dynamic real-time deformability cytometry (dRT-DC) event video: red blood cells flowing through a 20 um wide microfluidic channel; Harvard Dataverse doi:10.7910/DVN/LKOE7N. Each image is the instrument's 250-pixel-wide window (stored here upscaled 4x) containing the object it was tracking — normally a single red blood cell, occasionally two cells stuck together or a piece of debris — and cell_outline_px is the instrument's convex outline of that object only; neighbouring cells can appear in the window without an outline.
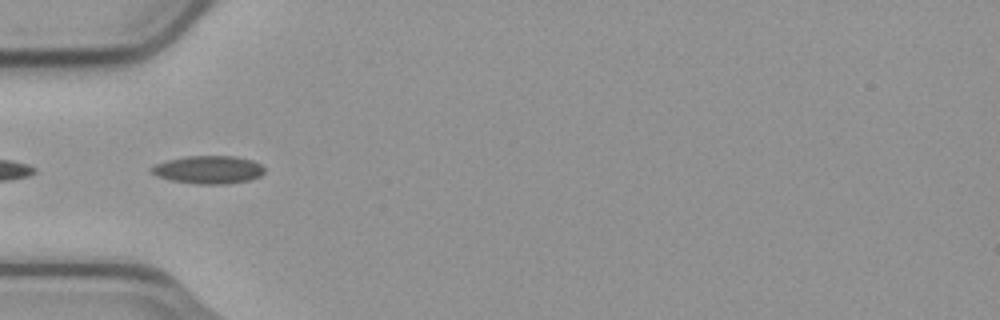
{"species": "common noctule bat (a hibernating species)", "species_latin": "Nyctalus noctula", "temperature_condition": "cold", "stored_images_in_passage": 7, "camera_frame_rate_fps": 3000, "um_per_image_px": 0.085, "animal": {"sex": "male", "body_mass_g": 23.1, "forearm_length_mm": 52.7}, "frame": {"image": 1, "passage_image": 4, "time_ms": 1.0, "image_size_px": [1000, 320], "cell_outline_px": [[264, 172], [260, 176], [248, 180], [228, 184], [196, 184], [172, 180], [156, 176], [152, 172], [152, 168], [156, 164], [168, 160], [184, 156], [236, 156], [252, 160], [260, 164], [264, 168]], "centroid_in_image_um": [17.74, 14.42], "position_along_channel_um": 67.3, "area_um2": 18.32}}